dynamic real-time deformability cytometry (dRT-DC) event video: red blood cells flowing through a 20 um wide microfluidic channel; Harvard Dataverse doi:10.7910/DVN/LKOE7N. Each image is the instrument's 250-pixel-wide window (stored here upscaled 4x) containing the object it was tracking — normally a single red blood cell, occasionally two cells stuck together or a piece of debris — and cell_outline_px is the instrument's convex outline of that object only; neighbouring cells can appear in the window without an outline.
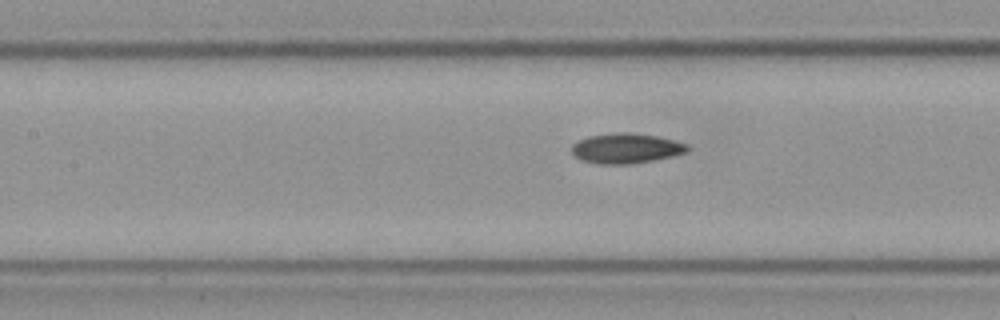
{"species": "Egyptian fruit bat (a non-hibernating species)", "species_latin": "Rousettus aegyptiacus", "temperature_condition": "cold", "stored_images_in_passage": 10, "camera_frame_rate_fps": 3000, "um_per_image_px": 0.085, "frame": {"image": 1, "passage_image": 9, "time_ms": 2.667, "image_size_px": [1000, 320], "cell_outline_px": [[688, 152], [672, 156], [632, 164], [596, 164], [580, 160], [572, 152], [572, 144], [588, 136], [620, 132], [628, 132], [656, 136], [676, 140], [688, 144]], "centroid_in_image_um": [53.22, 12.61], "position_along_channel_um": 154.2, "area_um2": 20.29}}